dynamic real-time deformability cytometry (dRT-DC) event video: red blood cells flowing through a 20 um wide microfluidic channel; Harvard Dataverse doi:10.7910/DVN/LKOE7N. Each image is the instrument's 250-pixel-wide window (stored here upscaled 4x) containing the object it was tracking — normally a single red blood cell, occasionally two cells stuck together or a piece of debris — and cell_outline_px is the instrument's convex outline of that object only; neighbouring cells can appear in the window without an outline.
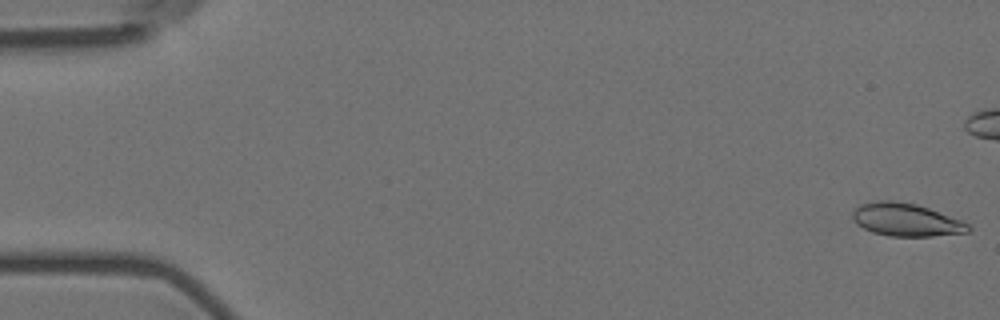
{"species": "Egyptian fruit bat (a non-hibernating species)", "species_latin": "Rousettus aegyptiacus", "temperature_condition": "room temperature", "stored_images_in_passage": 6, "camera_frame_rate_fps": 3000, "um_per_image_px": 0.085, "animal": {"sex": "female"}, "frame": {"image": 1, "passage_image": 1, "time_ms": 0.0, "image_size_px": [1000, 320], "cell_outline_px": [[972, 228], [968, 232], [932, 236], [888, 236], [872, 232], [856, 224], [852, 220], [852, 212], [860, 204], [876, 200], [892, 200], [916, 204], [928, 208], [960, 220], [968, 224]], "centroid_in_image_um": [76.97, 18.68], "position_along_channel_um": 8.0, "area_um2": 22.14}}
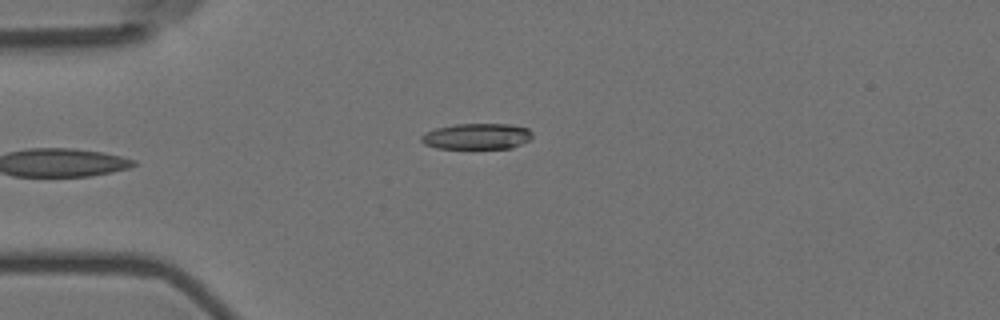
{"frame": {"image": 2, "passage_image": 6, "time_ms": 1.667, "image_size_px": [1000, 320], "cell_outline_px": [[532, 136], [528, 140], [512, 148], [436, 148], [424, 144], [420, 140], [420, 136], [424, 132], [436, 128], [456, 124], [508, 124], [528, 128], [532, 132]], "centroid_in_image_um": [40.5, 11.58], "position_along_channel_um": 44.5, "area_um2": 16.76}}